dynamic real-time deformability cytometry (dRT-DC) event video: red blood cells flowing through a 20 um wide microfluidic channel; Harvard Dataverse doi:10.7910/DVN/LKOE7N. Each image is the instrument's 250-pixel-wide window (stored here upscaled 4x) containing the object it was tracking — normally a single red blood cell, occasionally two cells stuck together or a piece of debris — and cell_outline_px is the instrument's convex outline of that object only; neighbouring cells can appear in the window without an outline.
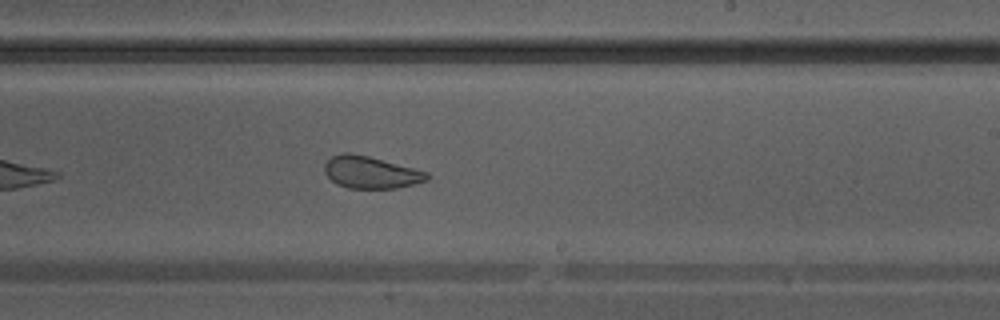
{"species": "Egyptian fruit bat (a non-hibernating species)", "species_latin": "Rousettus aegyptiacus", "temperature_condition": "warm", "stored_images_in_passage": 28, "camera_frame_rate_fps": 3000, "um_per_image_px": 0.085, "animal": {"sex": "male"}, "frame": {"image": 1, "passage_image": 13, "time_ms": 4.0, "image_size_px": [1000, 320], "cell_outline_px": [[432, 176], [428, 180], [396, 188], [348, 188], [336, 184], [324, 172], [324, 164], [332, 156], [340, 152], [348, 152], [368, 156], [428, 172]], "centroid_in_image_um": [31.5, 14.64], "position_along_channel_um": 257.5, "area_um2": 19.13}}